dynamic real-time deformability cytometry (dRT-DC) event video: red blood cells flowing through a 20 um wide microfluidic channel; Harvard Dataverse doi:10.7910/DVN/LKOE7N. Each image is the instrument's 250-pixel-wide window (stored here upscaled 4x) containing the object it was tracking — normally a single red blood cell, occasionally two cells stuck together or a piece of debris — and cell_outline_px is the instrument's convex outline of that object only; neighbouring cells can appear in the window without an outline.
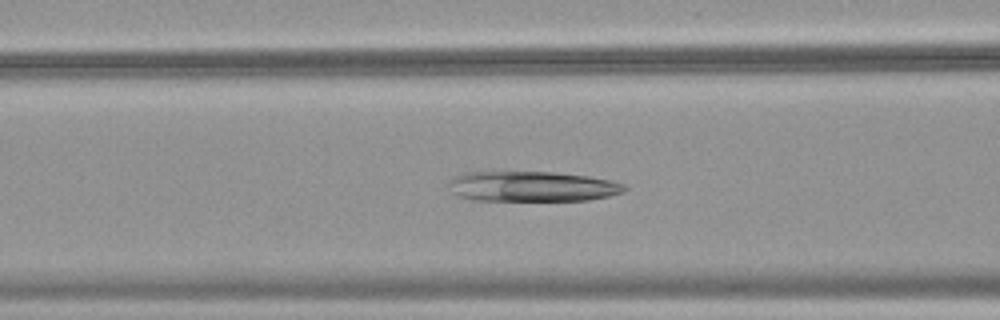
{"species": "common noctule bat (a hibernating species)", "species_latin": "Nyctalus noctula", "temperature_condition": "warm", "stored_images_in_passage": 26, "camera_frame_rate_fps": 3000, "um_per_image_px": 0.085, "animal": {"sex": "female", "body_mass_g": 18.4}, "frame": {"image": 1, "passage_image": 6, "time_ms": 1.667, "image_size_px": [1000, 320], "cell_outline_px": [[628, 188], [624, 192], [608, 196], [588, 200], [476, 200], [460, 196], [452, 192], [448, 184], [448, 180], [464, 172], [552, 172], [588, 176], [612, 180], [624, 184]], "centroid_in_image_um": [45.25, 15.84], "position_along_channel_um": 121.3, "area_um2": 30.92}}
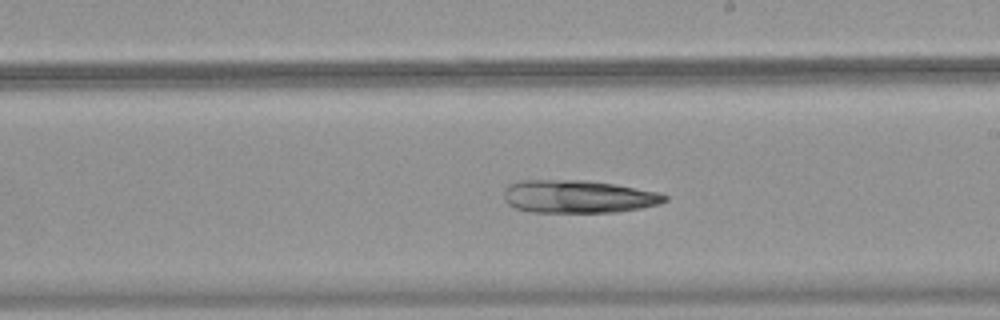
{"frame": {"image": 2, "passage_image": 15, "time_ms": 4.667, "image_size_px": [1000, 320], "cell_outline_px": [[668, 200], [660, 204], [640, 208], [616, 212], [532, 212], [516, 208], [508, 204], [504, 200], [504, 188], [508, 184], [520, 180], [580, 180], [616, 184], [660, 192], [668, 196]], "centroid_in_image_um": [49.15, 16.7], "position_along_channel_um": 239.9, "area_um2": 31.04}}
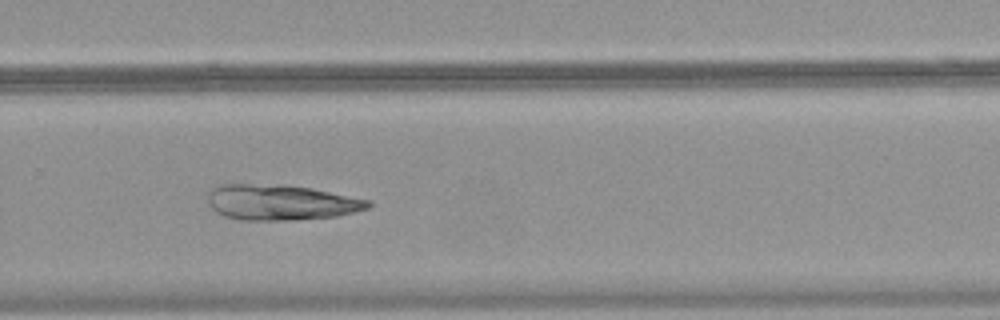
{"frame": {"image": 3, "passage_image": 20, "time_ms": 6.333, "image_size_px": [1000, 320], "cell_outline_px": [[372, 204], [368, 208], [336, 216], [288, 220], [240, 220], [224, 216], [216, 212], [208, 204], [208, 188], [216, 184], [284, 184], [312, 188], [372, 200]], "centroid_in_image_um": [23.82, 17.18], "position_along_channel_um": 306.0, "area_um2": 33.58}}